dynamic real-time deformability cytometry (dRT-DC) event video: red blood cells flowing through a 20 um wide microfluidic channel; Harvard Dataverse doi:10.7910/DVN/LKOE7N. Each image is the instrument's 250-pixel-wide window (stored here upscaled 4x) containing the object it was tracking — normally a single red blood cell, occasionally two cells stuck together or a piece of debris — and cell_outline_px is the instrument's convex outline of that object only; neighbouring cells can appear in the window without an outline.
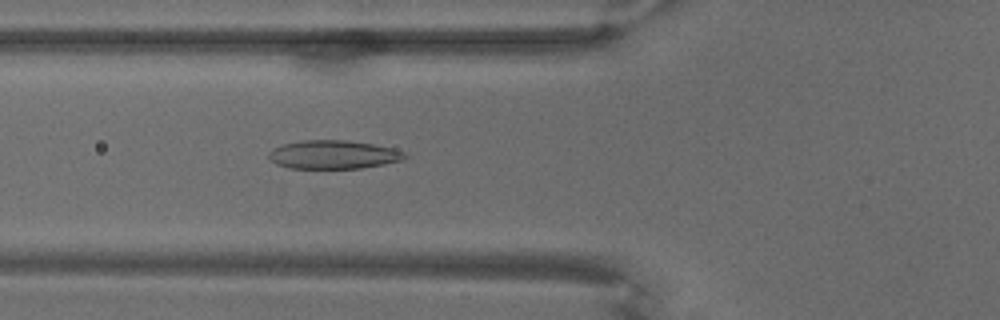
{"species": "common noctule bat (a hibernating species)", "species_latin": "Nyctalus noctula", "temperature_condition": "warm", "stored_images_in_passage": 70, "camera_frame_rate_fps": 3000, "um_per_image_px": 0.085, "animal": {"sex": "male", "body_mass_g": 18.8}, "frame": {"image": 1, "passage_image": 27, "time_ms": 8.667, "image_size_px": [1000, 320], "cell_outline_px": [[408, 156], [404, 160], [384, 164], [360, 168], [288, 168], [276, 164], [268, 160], [268, 152], [272, 148], [284, 144], [300, 140], [348, 140], [396, 148], [404, 152]], "centroid_in_image_um": [28.33, 13.14], "position_along_channel_um": 97.5, "area_um2": 22.89}}
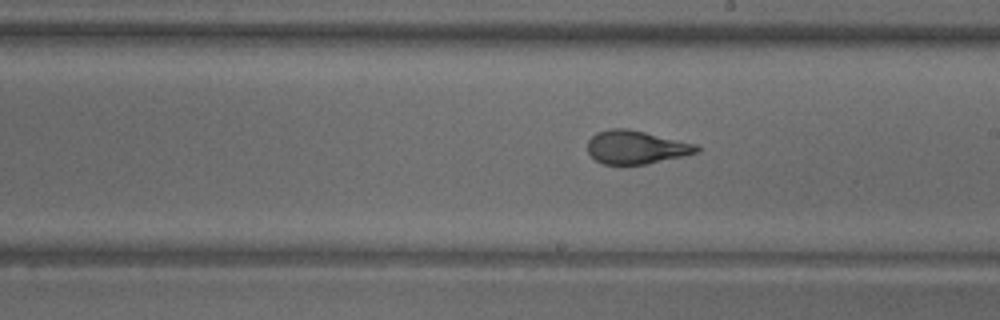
{"frame": {"image": 2, "passage_image": 41, "time_ms": 13.333, "image_size_px": [1000, 320], "cell_outline_px": [[700, 152], [684, 156], [648, 164], [604, 164], [596, 160], [588, 152], [588, 140], [596, 132], [608, 128], [628, 128], [696, 144], [700, 148]], "centroid_in_image_um": [54.07, 12.51], "position_along_channel_um": 234.9, "area_um2": 21.27}}
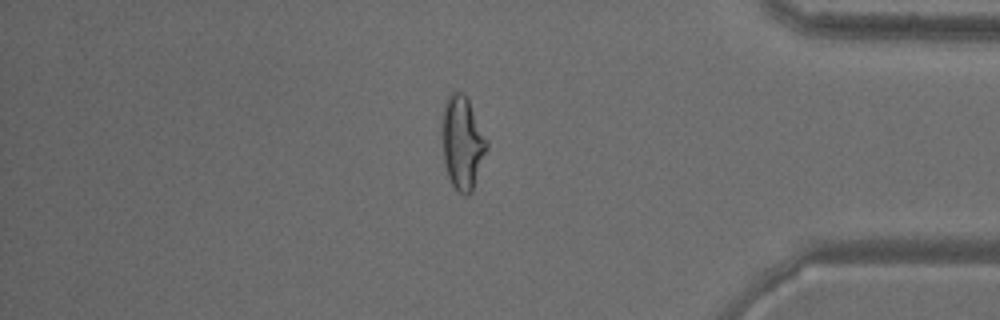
{"frame": {"image": 3, "passage_image": 60, "time_ms": 19.667, "image_size_px": [1000, 320], "cell_outline_px": [[488, 148], [472, 192], [468, 196], [464, 196], [452, 184], [448, 176], [444, 164], [440, 136], [440, 116], [444, 104], [448, 96], [452, 92], [460, 92], [468, 100], [488, 140]], "centroid_in_image_um": [39.26, 12.13], "position_along_channel_um": 395.9, "area_um2": 24.85}}